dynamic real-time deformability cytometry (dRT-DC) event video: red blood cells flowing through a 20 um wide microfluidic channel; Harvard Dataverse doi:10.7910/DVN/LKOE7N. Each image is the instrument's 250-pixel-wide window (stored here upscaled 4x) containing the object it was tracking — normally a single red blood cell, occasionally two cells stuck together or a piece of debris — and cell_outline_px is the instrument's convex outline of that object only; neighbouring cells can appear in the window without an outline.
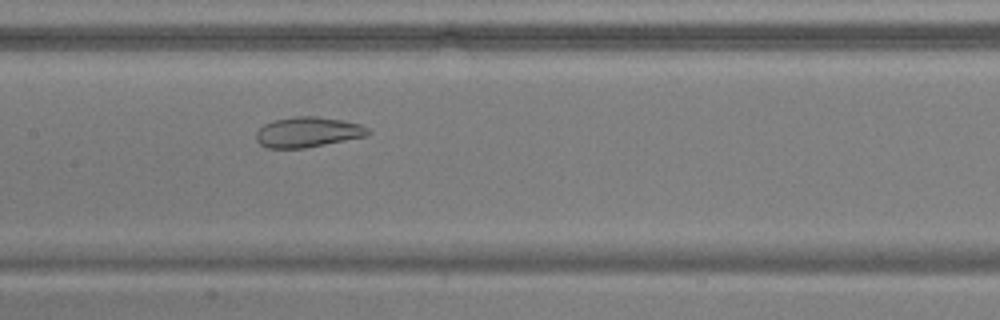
{"species": "common noctule bat (a hibernating species)", "species_latin": "Nyctalus noctula", "temperature_condition": "warm", "stored_images_in_passage": 54, "camera_frame_rate_fps": 3000, "um_per_image_px": 0.085, "animal": {"sex": "male", "body_mass_g": 17.9, "forearm_length_mm": 54.2}, "frame": {"image": 1, "passage_image": 27, "time_ms": 8.667, "image_size_px": [1000, 320], "cell_outline_px": [[372, 132], [368, 136], [304, 148], [268, 148], [260, 144], [256, 140], [256, 132], [264, 124], [276, 120], [296, 116], [316, 116], [344, 120], [360, 124], [368, 128]], "centroid_in_image_um": [26.2, 11.23], "position_along_channel_um": 181.2, "area_um2": 19.77}}
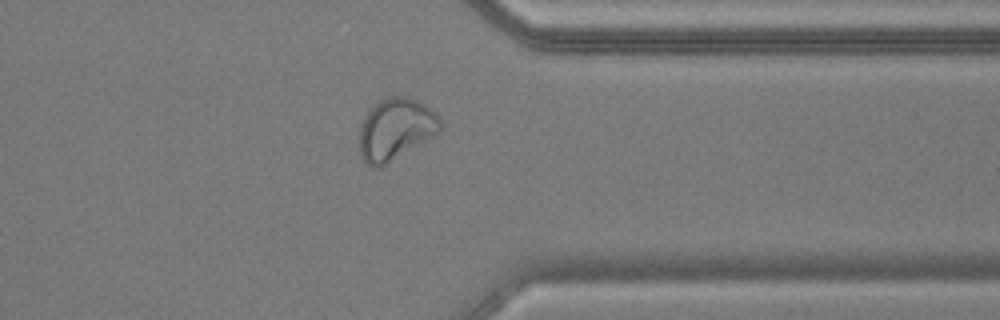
{"frame": {"image": 2, "passage_image": 43, "time_ms": 14.0, "image_size_px": [1000, 320], "cell_outline_px": [[440, 132], [380, 168], [372, 168], [360, 156], [360, 124], [368, 108], [380, 100], [388, 96], [404, 96], [416, 100], [424, 104], [440, 116]], "centroid_in_image_um": [33.6, 10.97], "position_along_channel_um": 377.8, "area_um2": 29.19}}
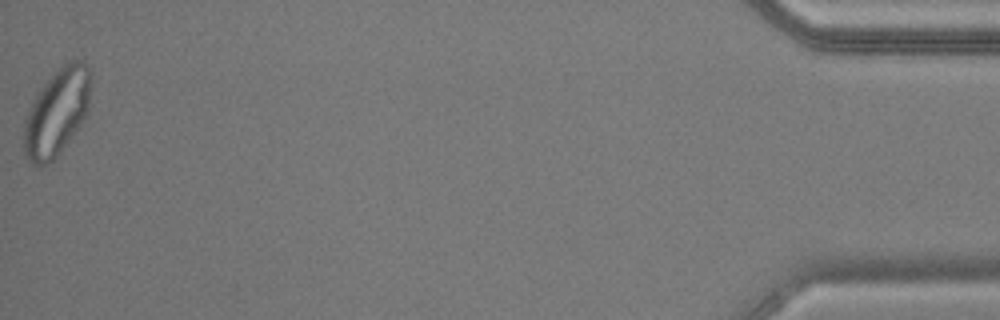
{"frame": {"image": 3, "passage_image": 54, "time_ms": 17.667, "image_size_px": [1000, 320], "cell_outline_px": [[92, 72], [88, 112], [80, 124], [56, 156], [52, 160], [44, 164], [32, 164], [24, 156], [24, 120], [28, 108], [36, 92], [64, 64], [72, 60], [84, 60], [88, 64]], "centroid_in_image_um": [4.84, 9.49], "position_along_channel_um": 430.4, "area_um2": 33.76}, "authors_computed_cell_mechanics": {"area_um2": 28.7844, "velocity_mm_per_s": 3.7593, "shape_relaxation_time_tau1_ms": null, "shape_relaxation_time_tau2_ms": 1.2966, "deformation_change_tau1": null, "deformation_change_tau2": 0.083}}